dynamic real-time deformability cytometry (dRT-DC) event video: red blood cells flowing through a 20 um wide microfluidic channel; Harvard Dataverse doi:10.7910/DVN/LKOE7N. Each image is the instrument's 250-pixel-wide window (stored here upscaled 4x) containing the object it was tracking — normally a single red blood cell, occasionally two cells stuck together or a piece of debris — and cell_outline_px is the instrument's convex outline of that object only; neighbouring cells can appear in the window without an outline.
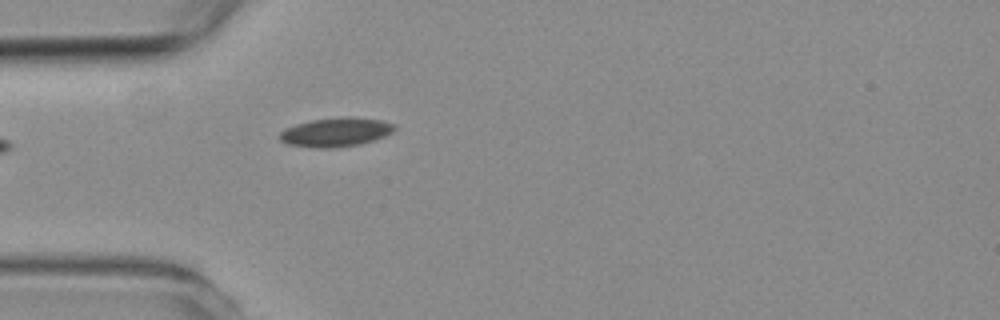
{"species": "common noctule bat (a hibernating species)", "species_latin": "Nyctalus noctula", "temperature_condition": "room temperature", "stored_images_in_passage": 1, "camera_frame_rate_fps": 3000, "um_per_image_px": 0.085, "animal": {"sex": "female", "body_mass_g": 19.3, "forearm_length_mm": 54.1}, "frame": {"image": 1, "passage_image": 1, "time_ms": 0.0, "image_size_px": [1000, 320], "cell_outline_px": [[396, 128], [392, 132], [384, 136], [360, 144], [332, 148], [316, 148], [288, 144], [280, 140], [280, 132], [284, 128], [296, 124], [312, 120], [340, 116], [348, 116], [384, 120], [396, 124]], "centroid_in_image_um": [28.56, 11.22], "position_along_channel_um": 56.4, "area_um2": 19.54}}